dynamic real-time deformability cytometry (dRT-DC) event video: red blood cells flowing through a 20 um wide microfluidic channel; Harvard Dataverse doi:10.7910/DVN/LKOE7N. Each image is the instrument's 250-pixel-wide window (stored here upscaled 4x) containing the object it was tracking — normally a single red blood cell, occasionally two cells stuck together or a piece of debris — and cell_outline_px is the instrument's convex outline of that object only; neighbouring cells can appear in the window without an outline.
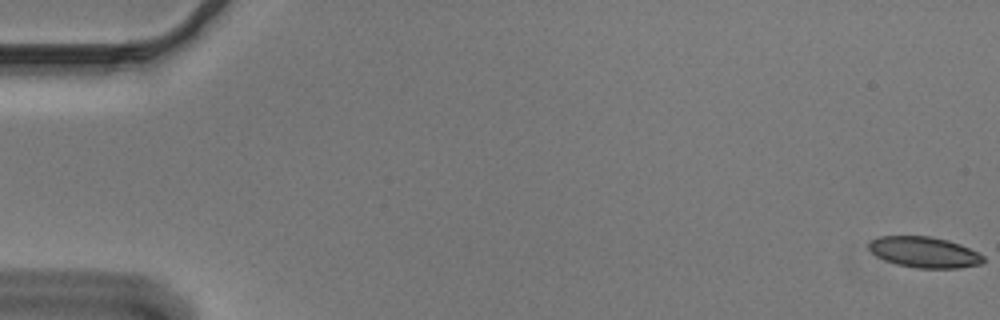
{"species": "Egyptian fruit bat (a non-hibernating species)", "species_latin": "Rousettus aegyptiacus", "temperature_condition": "cold", "stored_images_in_passage": 55, "camera_frame_rate_fps": 3000, "um_per_image_px": 0.085, "animal": {"sex": "male"}, "frame": {"image": 1, "passage_image": 1, "time_ms": 0.0, "image_size_px": [1000, 320], "cell_outline_px": [[984, 260], [980, 264], [960, 268], [920, 268], [896, 264], [884, 260], [876, 256], [868, 248], [868, 244], [872, 240], [880, 236], [932, 236], [948, 240], [960, 244], [984, 256]], "centroid_in_image_um": [78.55, 21.43], "position_along_channel_um": 6.5, "area_um2": 20.52}}
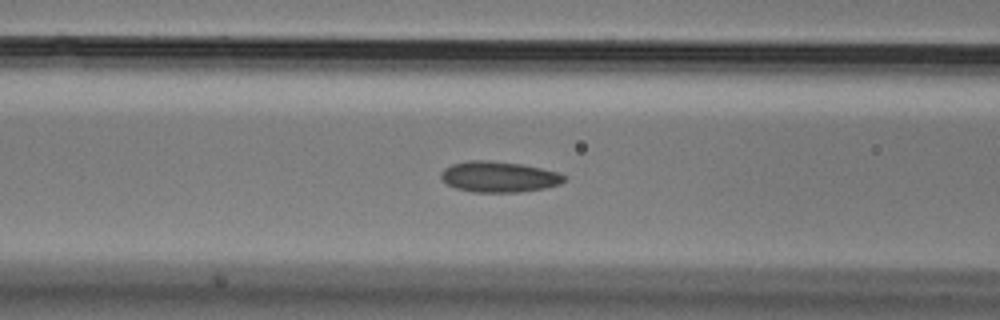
{"frame": {"image": 2, "passage_image": 23, "time_ms": 7.333, "image_size_px": [1000, 320], "cell_outline_px": [[568, 176], [560, 184], [544, 188], [520, 192], [472, 192], [456, 188], [448, 184], [440, 176], [440, 172], [444, 168], [452, 164], [468, 160], [488, 160], [520, 164], [560, 172]], "centroid_in_image_um": [42.41, 15.02], "position_along_channel_um": 124.2, "area_um2": 22.14}}
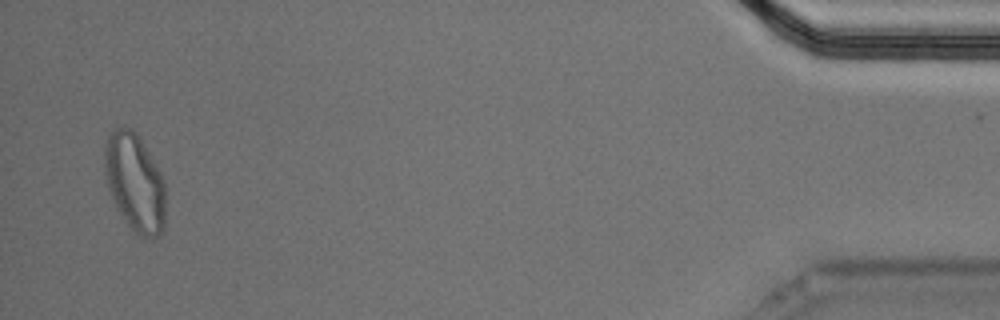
{"frame": {"image": 3, "passage_image": 54, "time_ms": 17.667, "image_size_px": [1000, 320], "cell_outline_px": [[164, 228], [160, 236], [136, 236], [116, 208], [108, 188], [104, 172], [104, 144], [108, 136], [116, 128], [132, 128], [136, 132], [156, 164], [164, 180]], "centroid_in_image_um": [11.44, 15.52], "position_along_channel_um": 423.8, "area_um2": 34.8}, "authors_computed_cell_mechanics": {"area_um2": 21.7328, "velocity_mm_per_s": 3.6667, "shape_relaxation_time_tau1_ms": 7.2409, "shape_relaxation_time_tau2_ms": 2.2516, "deformation_change_tau1": 0.1442, "deformation_change_tau2": 0.0803}}